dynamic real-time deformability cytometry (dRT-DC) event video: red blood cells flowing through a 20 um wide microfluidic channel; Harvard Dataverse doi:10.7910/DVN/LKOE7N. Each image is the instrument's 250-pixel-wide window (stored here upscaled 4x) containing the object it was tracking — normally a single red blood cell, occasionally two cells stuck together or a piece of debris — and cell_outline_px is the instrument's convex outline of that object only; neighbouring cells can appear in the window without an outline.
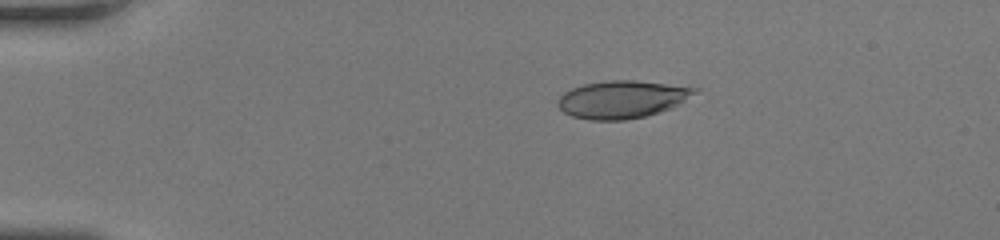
{"species": "human", "species_latin": "Homo sapiens", "temperature_condition": "room temperature", "stored_images_in_passage": 43, "camera_frame_rate_fps": 3000, "um_per_image_px": 0.085, "donor": {"sex": "female"}, "frame": {"image": 1, "passage_image": 3, "time_ms": 0.667, "image_size_px": [1000, 240], "cell_outline_px": [[700, 88], [696, 92], [684, 100], [660, 112], [644, 116], [624, 120], [588, 120], [572, 116], [564, 112], [556, 104], [560, 96], [564, 92], [572, 88], [584, 84], [608, 80], [636, 80]], "centroid_in_image_um": [52.83, 8.44], "position_along_channel_um": 32.2, "area_um2": 29.71}}
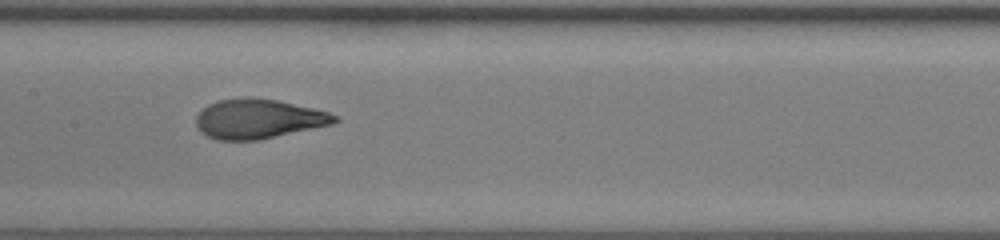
{"frame": {"image": 2, "passage_image": 19, "time_ms": 6.0, "image_size_px": [1000, 240], "cell_outline_px": [[340, 120], [332, 124], [256, 140], [216, 140], [200, 132], [196, 128], [196, 116], [208, 104], [216, 100], [276, 100], [312, 108], [328, 112], [340, 116]], "centroid_in_image_um": [21.96, 10.14], "position_along_channel_um": 185.4, "area_um2": 31.04}}
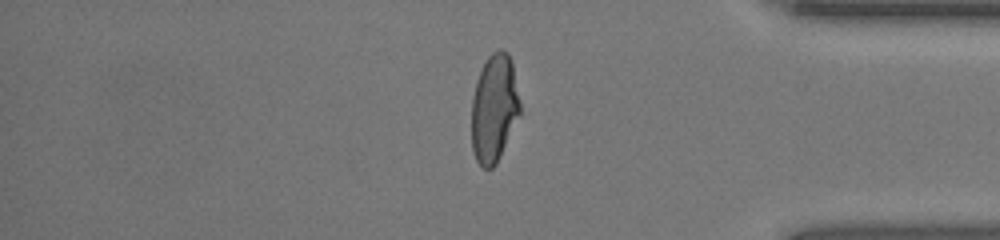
{"frame": {"image": 3, "passage_image": 35, "time_ms": 11.333, "image_size_px": [1000, 240], "cell_outline_px": [[520, 112], [496, 164], [492, 168], [484, 168], [476, 160], [472, 148], [472, 96], [476, 80], [488, 56], [492, 52], [500, 48], [504, 48], [508, 52], [512, 64], [520, 104]], "centroid_in_image_um": [41.98, 9.17], "position_along_channel_um": 393.2, "area_um2": 30.11}, "authors_computed_cell_mechanics": {"area_um2": 31.7322, "velocity_mm_per_s": 4.2512, "shape_relaxation_time_tau1_ms": 5.5001, "shape_relaxation_time_tau2_ms": null, "deformation_change_tau1": 0.2457, "deformation_change_tau2": null}}